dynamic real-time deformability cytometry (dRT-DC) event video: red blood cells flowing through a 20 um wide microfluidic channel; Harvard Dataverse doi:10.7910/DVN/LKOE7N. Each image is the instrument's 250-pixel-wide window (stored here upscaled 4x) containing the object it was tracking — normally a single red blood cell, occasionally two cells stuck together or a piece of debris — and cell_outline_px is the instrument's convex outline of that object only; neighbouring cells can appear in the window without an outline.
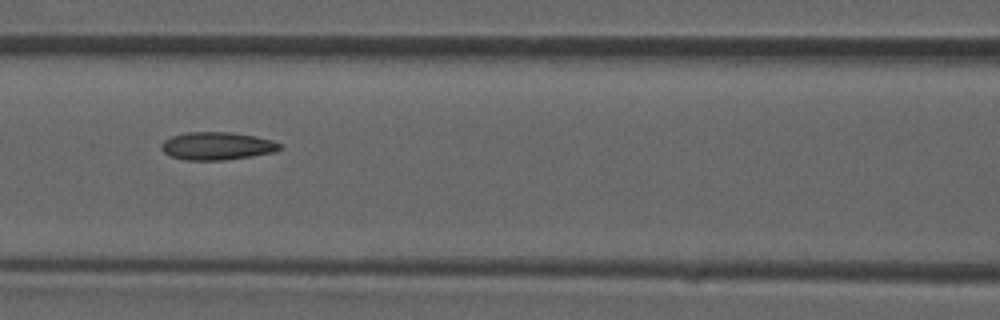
{"species": "common noctule bat (a hibernating species)", "species_latin": "Nyctalus noctula", "temperature_condition": "room temperature", "stored_images_in_passage": 41, "camera_frame_rate_fps": 3000, "um_per_image_px": 0.085, "animal": {"sex": "male", "forearm_length_mm": 52.5}, "frame": {"image": 1, "passage_image": 18, "time_ms": 5.667, "image_size_px": [1000, 320], "cell_outline_px": [[284, 148], [276, 152], [252, 156], [224, 160], [188, 160], [168, 156], [160, 148], [160, 144], [164, 140], [172, 136], [188, 132], [228, 132], [256, 136], [272, 140], [280, 144]], "centroid_in_image_um": [18.45, 12.41], "position_along_channel_um": 148.1, "area_um2": 19.36}}